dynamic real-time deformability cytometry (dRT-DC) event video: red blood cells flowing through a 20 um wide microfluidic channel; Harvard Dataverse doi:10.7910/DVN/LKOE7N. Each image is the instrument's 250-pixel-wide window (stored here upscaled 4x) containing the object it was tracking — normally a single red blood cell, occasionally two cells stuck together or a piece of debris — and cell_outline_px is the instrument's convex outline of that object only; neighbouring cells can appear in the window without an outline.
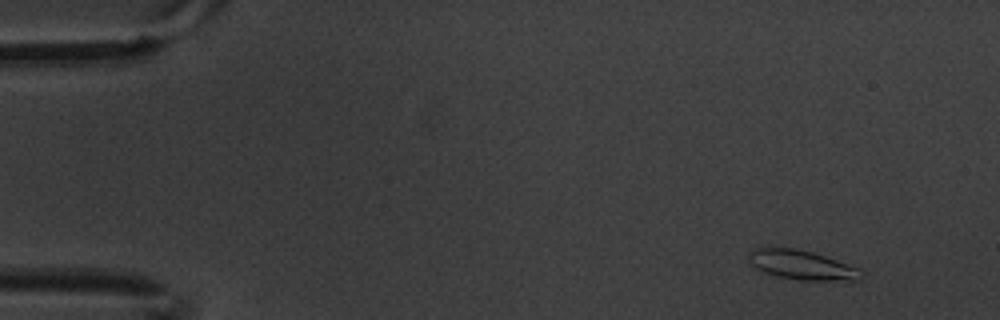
{"species": "common noctule bat (a hibernating species)", "species_latin": "Nyctalus noctula", "temperature_condition": "warm", "stored_images_in_passage": 6, "camera_frame_rate_fps": 3000, "um_per_image_px": 0.085, "animal": {"sex": "male", "body_mass_g": 20.1, "forearm_length_mm": 53.5}, "frame": {"image": 1, "passage_image": 1, "time_ms": 0.0, "image_size_px": [1000, 320], "cell_outline_px": [[864, 276], [860, 280], [800, 280], [780, 276], [764, 272], [756, 268], [748, 260], [748, 256], [752, 248], [792, 248], [812, 252], [860, 268]], "centroid_in_image_um": [68.17, 22.52], "position_along_channel_um": 16.8, "area_um2": 19.02}}
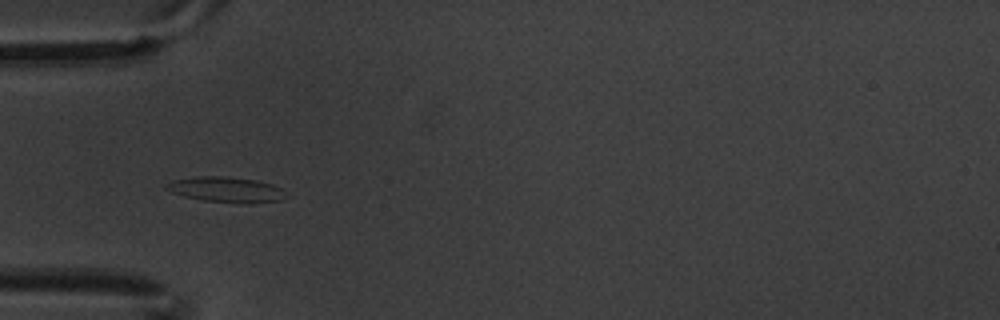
{"frame": {"image": 2, "passage_image": 5, "time_ms": 1.333, "image_size_px": [1000, 320], "cell_outline_px": [[284, 188], [280, 200], [252, 204], [240, 204], [204, 200], [184, 196], [172, 192], [164, 188], [172, 180], [196, 176], [224, 176], [256, 180], [272, 184]], "centroid_in_image_um": [19.22, 16.12], "position_along_channel_um": 65.8, "area_um2": 17.69}}
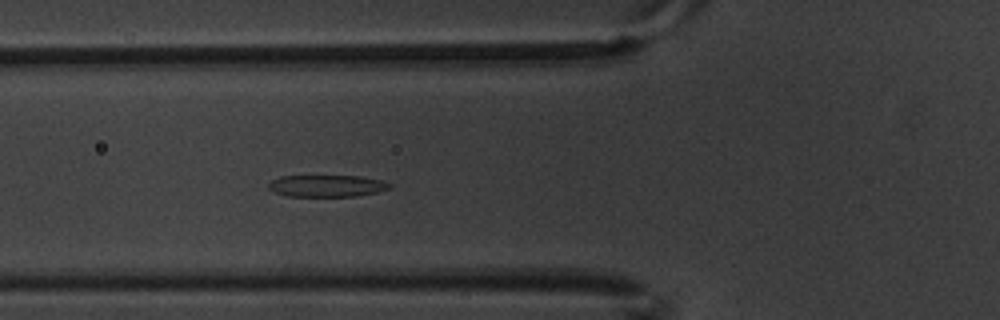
{"frame": {"image": 3, "passage_image": 6, "time_ms": 1.667, "image_size_px": [1000, 320], "cell_outline_px": [[392, 188], [376, 192], [356, 196], [288, 196], [276, 192], [268, 188], [268, 184], [272, 180], [280, 176], [360, 176], [384, 180], [392, 184]], "centroid_in_image_um": [27.83, 15.79], "position_along_channel_um": 98.0, "area_um2": 15.43}}